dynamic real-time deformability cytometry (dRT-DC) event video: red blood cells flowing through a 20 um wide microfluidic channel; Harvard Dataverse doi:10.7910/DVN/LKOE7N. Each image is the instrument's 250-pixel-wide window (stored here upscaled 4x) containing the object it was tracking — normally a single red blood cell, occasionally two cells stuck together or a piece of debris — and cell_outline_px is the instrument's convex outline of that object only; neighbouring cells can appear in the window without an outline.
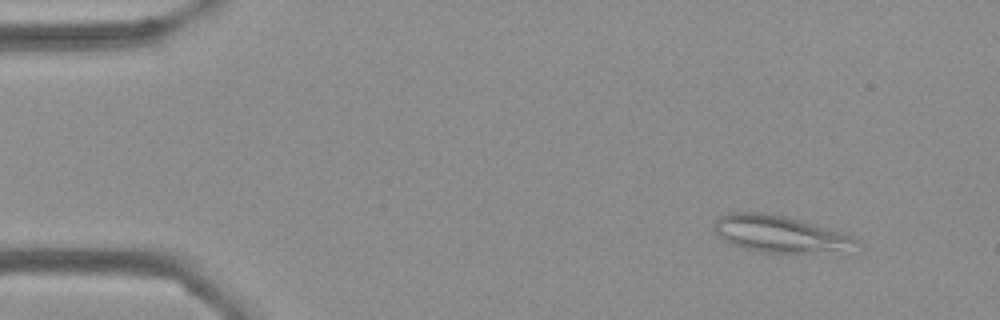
{"species": "Egyptian fruit bat (a non-hibernating species)", "species_latin": "Rousettus aegyptiacus", "temperature_condition": "cold", "stored_images_in_passage": 53, "camera_frame_rate_fps": 3000, "um_per_image_px": 0.085, "frame": {"image": 1, "passage_image": 3, "time_ms": 0.667, "image_size_px": [1000, 320], "cell_outline_px": [[860, 252], [760, 252], [728, 244], [716, 232], [712, 224], [716, 216], [728, 212], [768, 212], [800, 220], [840, 232], [852, 236], [860, 240]], "centroid_in_image_um": [66.34, 19.9], "position_along_channel_um": 18.7, "area_um2": 31.15}}
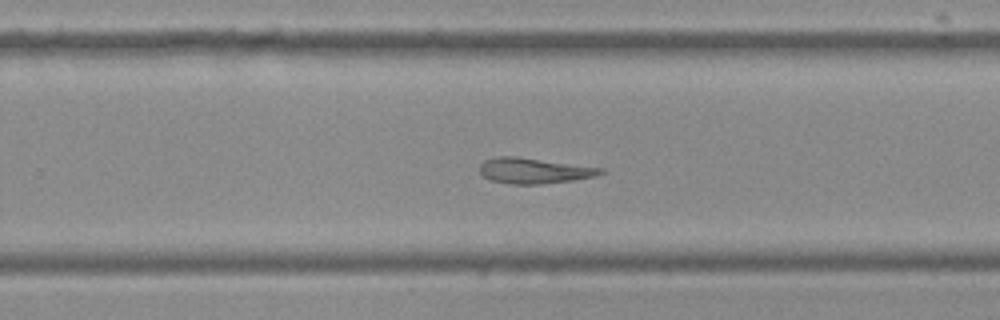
{"frame": {"image": 2, "passage_image": 33, "time_ms": 10.667, "image_size_px": [1000, 320], "cell_outline_px": [[604, 172], [596, 176], [572, 180], [540, 184], [508, 184], [492, 180], [484, 176], [480, 172], [480, 164], [484, 160], [496, 156], [516, 156], [604, 168]], "centroid_in_image_um": [45.38, 14.5], "position_along_channel_um": 284.4, "area_um2": 17.98}}
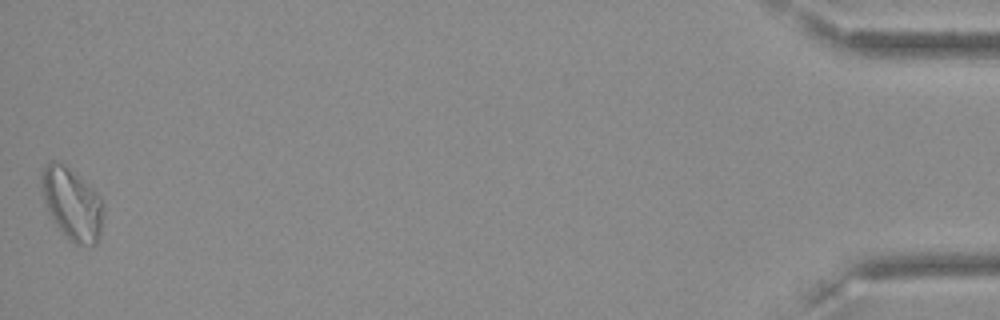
{"frame": {"image": 3, "passage_image": 53, "time_ms": 17.333, "image_size_px": [1000, 320], "cell_outline_px": [[104, 216], [100, 236], [96, 244], [76, 244], [56, 224], [48, 212], [44, 200], [40, 176], [40, 172], [52, 160], [64, 164], [96, 192], [100, 196], [104, 208]], "centroid_in_image_um": [6.14, 17.32], "position_along_channel_um": 429.1, "area_um2": 25.49}, "authors_computed_cell_mechanics": {"area_um2": 19.8254, "velocity_mm_per_s": 3.5895, "shape_relaxation_time_tau1_ms": null, "shape_relaxation_time_tau2_ms": 8.8139, "deformation_change_tau1": null, "deformation_change_tau2": 0.1935}}